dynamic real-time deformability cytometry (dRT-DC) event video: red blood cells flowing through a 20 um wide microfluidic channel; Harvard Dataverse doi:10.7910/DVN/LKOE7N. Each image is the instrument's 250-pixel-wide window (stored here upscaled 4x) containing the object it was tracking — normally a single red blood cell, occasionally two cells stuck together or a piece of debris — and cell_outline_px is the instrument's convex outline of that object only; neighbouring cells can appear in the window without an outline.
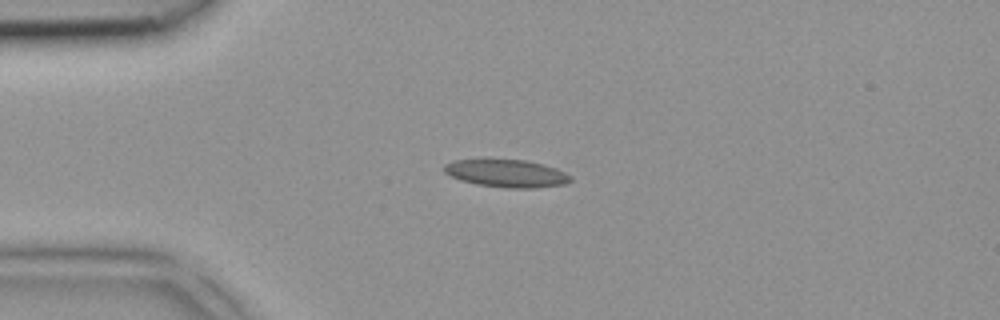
{"species": "common noctule bat (a hibernating species)", "species_latin": "Nyctalus noctula", "temperature_condition": "room temperature", "stored_images_in_passage": 3, "camera_frame_rate_fps": 3000, "um_per_image_px": 0.085, "animal": {"sex": "female", "body_mass_g": 18.4}, "frame": {"image": 1, "passage_image": 2, "time_ms": 0.333, "image_size_px": [1000, 320], "cell_outline_px": [[572, 180], [564, 184], [536, 188], [504, 188], [476, 184], [460, 180], [444, 172], [444, 164], [452, 160], [524, 160], [556, 168], [572, 176]], "centroid_in_image_um": [43.06, 14.75], "position_along_channel_um": 41.9, "area_um2": 20.23}}
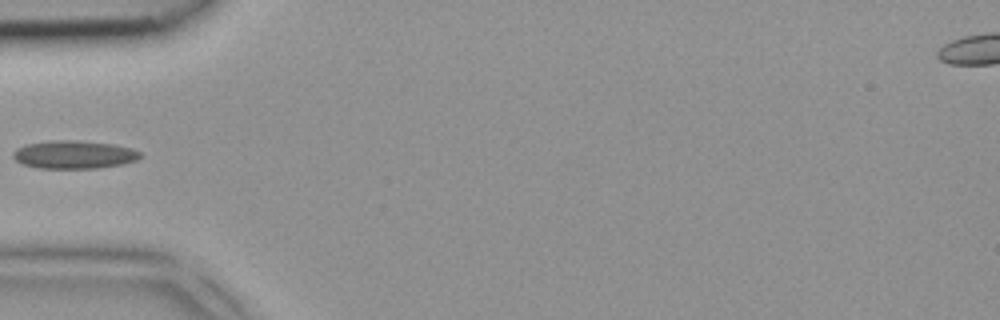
{"frame": {"image": 2, "passage_image": 3, "time_ms": 0.667, "image_size_px": [1000, 320], "cell_outline_px": [[144, 156], [136, 160], [120, 164], [96, 168], [40, 168], [24, 164], [16, 160], [12, 156], [12, 152], [16, 148], [28, 144], [52, 140], [76, 140], [112, 144], [132, 148], [140, 152]], "centroid_in_image_um": [6.3, 13.13], "position_along_channel_um": 78.7, "area_um2": 20.69}}